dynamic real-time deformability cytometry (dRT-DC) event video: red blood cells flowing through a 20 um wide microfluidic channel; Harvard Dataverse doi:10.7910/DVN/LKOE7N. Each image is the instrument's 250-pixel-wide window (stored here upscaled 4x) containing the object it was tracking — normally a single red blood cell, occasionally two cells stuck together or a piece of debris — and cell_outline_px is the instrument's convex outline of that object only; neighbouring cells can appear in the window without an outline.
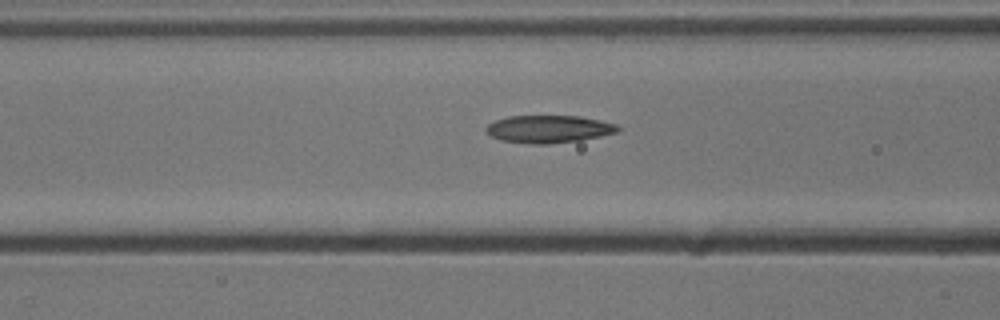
{"species": "common noctule bat (a hibernating species)", "species_latin": "Nyctalus noctula", "temperature_condition": "cold", "stored_images_in_passage": 8, "camera_frame_rate_fps": 3000, "um_per_image_px": 0.085, "animal": {"sex": "male", "body_mass_g": 13.3}, "frame": {"image": 1, "passage_image": 8, "time_ms": 2.333, "image_size_px": [1000, 320], "cell_outline_px": [[620, 128], [616, 132], [600, 136], [580, 140], [548, 144], [528, 144], [500, 140], [484, 132], [484, 128], [488, 124], [496, 120], [508, 116], [580, 116], [600, 120], [616, 124]], "centroid_in_image_um": [46.59, 10.97], "position_along_channel_um": 120.0, "area_um2": 21.21}}